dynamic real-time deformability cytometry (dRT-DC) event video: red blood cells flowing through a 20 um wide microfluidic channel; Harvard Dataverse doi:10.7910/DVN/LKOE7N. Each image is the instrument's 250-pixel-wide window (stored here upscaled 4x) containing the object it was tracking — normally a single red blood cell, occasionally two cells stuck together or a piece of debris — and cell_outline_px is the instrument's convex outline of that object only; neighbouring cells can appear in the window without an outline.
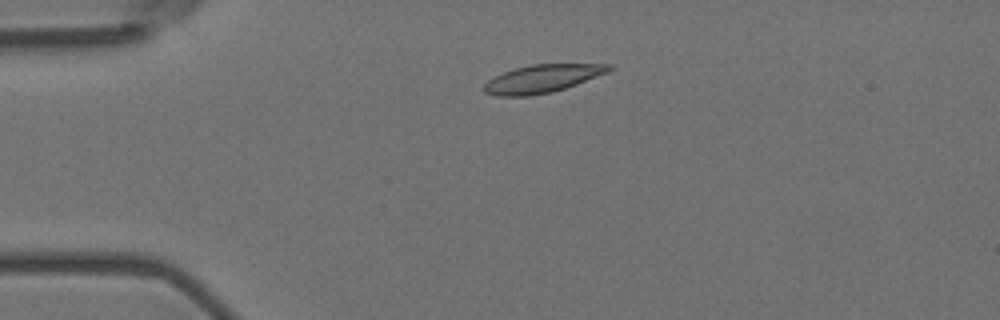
{"species": "Egyptian fruit bat (a non-hibernating species)", "species_latin": "Rousettus aegyptiacus", "temperature_condition": "room temperature", "stored_images_in_passage": 4, "camera_frame_rate_fps": 3000, "um_per_image_px": 0.085, "animal": {"sex": "female"}, "frame": {"image": 1, "passage_image": 3, "time_ms": 0.667, "image_size_px": [1000, 320], "cell_outline_px": [[612, 68], [608, 72], [576, 84], [552, 92], [528, 96], [496, 96], [484, 92], [484, 84], [488, 80], [504, 72], [516, 68], [532, 64], [612, 64]], "centroid_in_image_um": [46.08, 6.69], "position_along_channel_um": 38.9, "area_um2": 20.11}}